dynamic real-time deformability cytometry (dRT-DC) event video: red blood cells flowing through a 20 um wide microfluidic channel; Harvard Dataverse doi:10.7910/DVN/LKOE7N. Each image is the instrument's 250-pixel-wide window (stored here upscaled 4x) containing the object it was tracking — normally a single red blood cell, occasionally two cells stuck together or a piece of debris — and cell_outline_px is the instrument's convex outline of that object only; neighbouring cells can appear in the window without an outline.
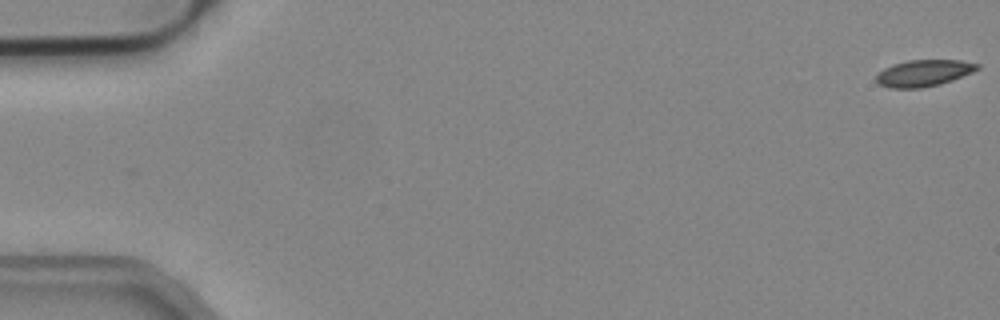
{"species": "common noctule bat (a hibernating species)", "species_latin": "Nyctalus noctula", "temperature_condition": "cold", "stored_images_in_passage": 53, "camera_frame_rate_fps": 3000, "um_per_image_px": 0.085, "animal": {"sex": "male", "body_mass_g": 19.2, "forearm_length_mm": 51.8}, "frame": {"image": 1, "passage_image": 1, "time_ms": 0.0, "image_size_px": [1000, 320], "cell_outline_px": [[980, 68], [972, 72], [952, 80], [940, 84], [920, 88], [888, 88], [880, 84], [876, 80], [876, 76], [884, 68], [892, 64], [908, 60], [960, 60], [980, 64]], "centroid_in_image_um": [78.52, 6.21], "position_along_channel_um": 6.5, "area_um2": 15.61}}
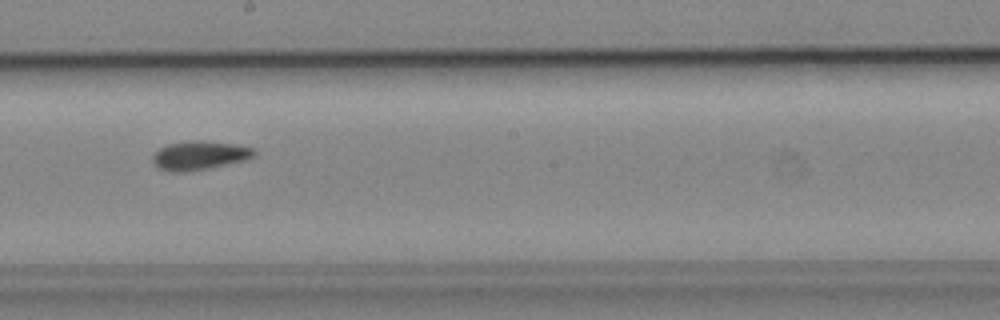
{"frame": {"image": 2, "passage_image": 30, "time_ms": 9.667, "image_size_px": [1000, 320], "cell_outline_px": [[256, 156], [248, 160], [208, 168], [184, 172], [168, 172], [160, 168], [152, 160], [152, 156], [160, 148], [168, 144], [192, 140], [200, 140], [232, 144], [252, 148], [256, 152]], "centroid_in_image_um": [16.98, 13.22], "position_along_channel_um": 231.2, "area_um2": 16.99}}
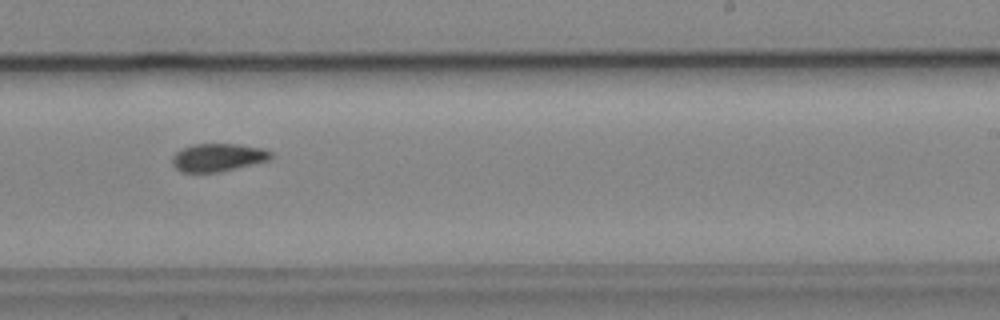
{"frame": {"image": 3, "passage_image": 33, "time_ms": 10.667, "image_size_px": [1000, 320], "cell_outline_px": [[272, 156], [268, 160], [220, 172], [180, 172], [172, 164], [172, 156], [176, 152], [192, 144], [240, 144], [260, 148], [272, 152]], "centroid_in_image_um": [18.49, 13.38], "position_along_channel_um": 270.5, "area_um2": 15.95}}